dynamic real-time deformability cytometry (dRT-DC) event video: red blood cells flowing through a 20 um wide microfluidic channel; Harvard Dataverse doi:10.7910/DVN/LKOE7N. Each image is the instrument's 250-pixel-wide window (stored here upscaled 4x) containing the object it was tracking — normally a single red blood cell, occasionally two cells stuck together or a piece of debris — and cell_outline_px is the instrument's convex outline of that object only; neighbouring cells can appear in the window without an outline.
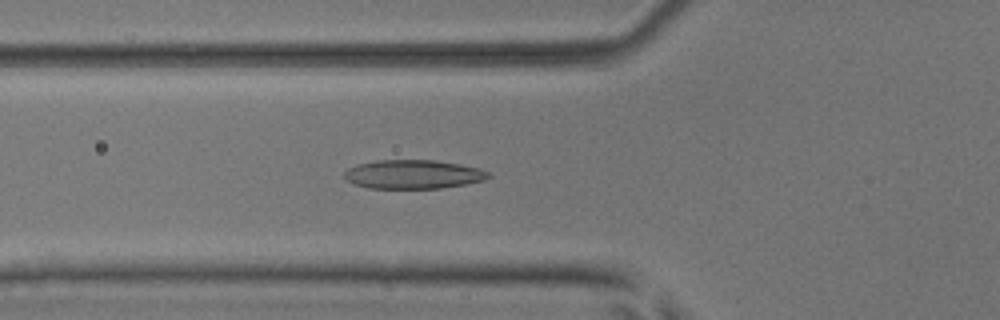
{"species": "common noctule bat (a hibernating species)", "species_latin": "Nyctalus noctula", "temperature_condition": "room temperature", "stored_images_in_passage": 36, "camera_frame_rate_fps": 3000, "um_per_image_px": 0.085, "animal": {"sex": "male", "body_mass_g": 17.9, "forearm_length_mm": 54.2}, "frame": {"image": 1, "passage_image": 2, "time_ms": 0.333, "image_size_px": [1000, 320], "cell_outline_px": [[492, 176], [484, 180], [464, 184], [440, 188], [368, 188], [344, 180], [344, 172], [348, 168], [356, 164], [376, 160], [436, 160], [460, 164], [480, 168], [488, 172]], "centroid_in_image_um": [35.1, 14.81], "position_along_channel_um": 90.7, "area_um2": 24.33}}
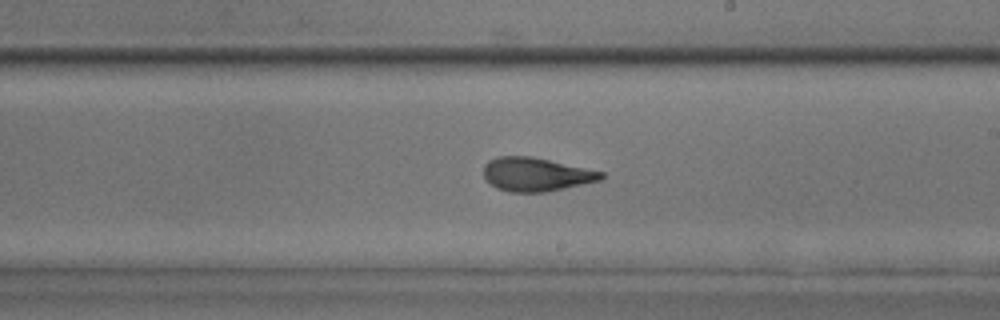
{"frame": {"image": 2, "passage_image": 14, "time_ms": 4.333, "image_size_px": [1000, 320], "cell_outline_px": [[604, 176], [600, 180], [564, 188], [544, 192], [508, 192], [496, 188], [488, 184], [484, 176], [484, 164], [488, 160], [496, 156], [532, 156], [604, 172]], "centroid_in_image_um": [45.5, 14.82], "position_along_channel_um": 243.5, "area_um2": 23.12}}
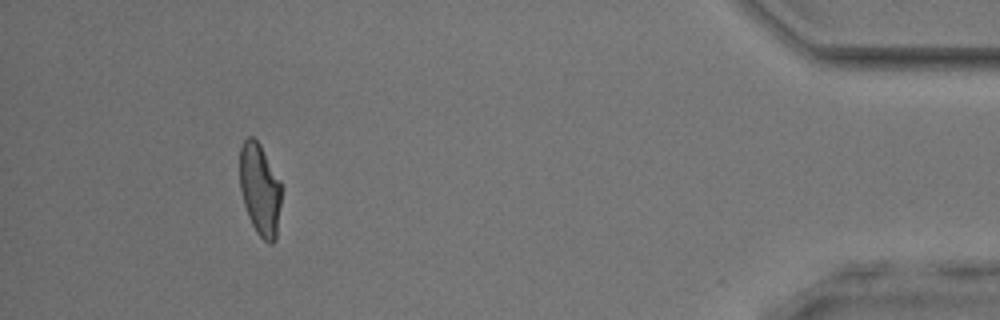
{"frame": {"image": 3, "passage_image": 32, "time_ms": 10.333, "image_size_px": [1000, 320], "cell_outline_px": [[280, 204], [276, 240], [272, 244], [268, 244], [256, 232], [248, 216], [244, 204], [240, 188], [240, 148], [244, 140], [248, 136], [252, 136], [260, 144], [280, 180]], "centroid_in_image_um": [22.08, 16.11], "position_along_channel_um": 413.1, "area_um2": 22.2}}